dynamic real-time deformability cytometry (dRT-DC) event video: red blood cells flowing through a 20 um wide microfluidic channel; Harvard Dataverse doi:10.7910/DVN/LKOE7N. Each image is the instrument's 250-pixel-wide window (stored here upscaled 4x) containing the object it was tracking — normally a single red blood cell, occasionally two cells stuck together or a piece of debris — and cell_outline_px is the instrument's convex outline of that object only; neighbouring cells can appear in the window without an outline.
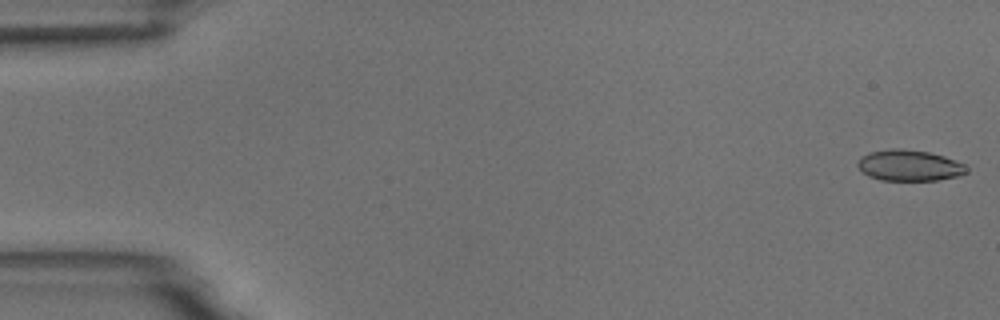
{"species": "common noctule bat (a hibernating species)", "species_latin": "Nyctalus noctula", "temperature_condition": "room temperature", "stored_images_in_passage": 5, "camera_frame_rate_fps": 3000, "um_per_image_px": 0.085, "animal": {"sex": "male", "body_mass_g": 18.8}, "frame": {"image": 1, "passage_image": 1, "time_ms": 0.0, "image_size_px": [1000, 320], "cell_outline_px": [[968, 172], [956, 176], [936, 180], [880, 180], [868, 176], [856, 164], [860, 156], [868, 152], [892, 148], [900, 148], [928, 152], [944, 156], [964, 164], [968, 168]], "centroid_in_image_um": [77.26, 14.05], "position_along_channel_um": 7.7, "area_um2": 19.65}}
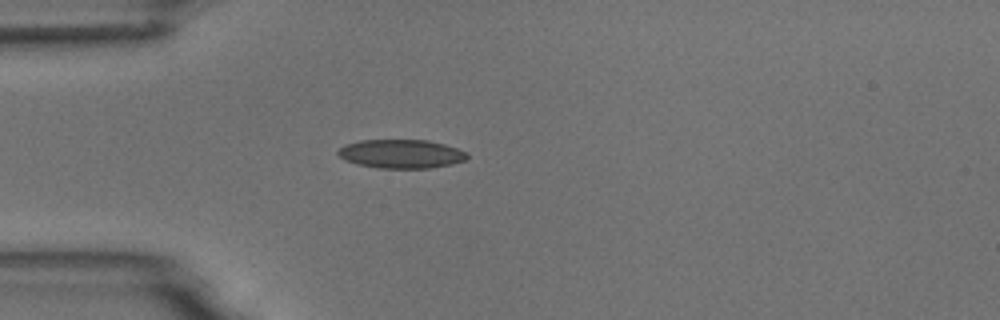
{"frame": {"image": 2, "passage_image": 5, "time_ms": 4.667, "image_size_px": [1000, 320], "cell_outline_px": [[468, 156], [464, 160], [452, 164], [428, 168], [380, 168], [356, 164], [344, 160], [336, 152], [344, 144], [360, 140], [428, 140], [444, 144], [468, 152]], "centroid_in_image_um": [34.08, 13.07], "position_along_channel_um": 50.9, "area_um2": 21.68}}